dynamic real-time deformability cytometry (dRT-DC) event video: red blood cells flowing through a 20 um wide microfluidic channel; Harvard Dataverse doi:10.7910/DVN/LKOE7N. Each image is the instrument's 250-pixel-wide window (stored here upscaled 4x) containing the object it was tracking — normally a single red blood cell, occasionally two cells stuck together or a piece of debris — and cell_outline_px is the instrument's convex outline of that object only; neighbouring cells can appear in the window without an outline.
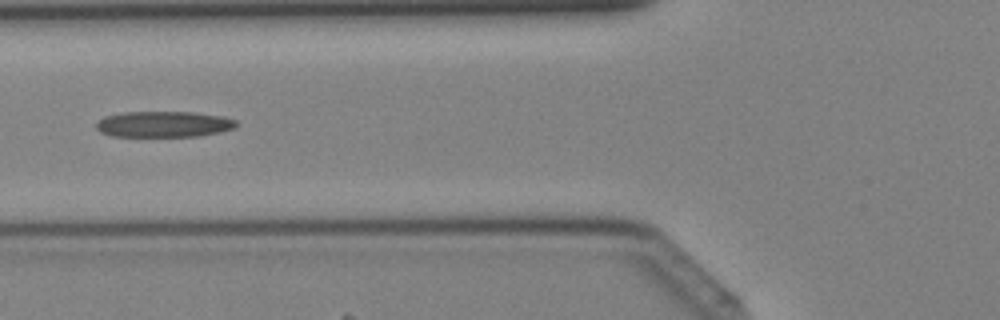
{"species": "Egyptian fruit bat (a non-hibernating species)", "species_latin": "Rousettus aegyptiacus", "temperature_condition": "cold", "stored_images_in_passage": 36, "camera_frame_rate_fps": 3000, "um_per_image_px": 0.085, "animal": {"sex": "female"}, "frame": {"image": 1, "passage_image": 11, "time_ms": 3.333, "image_size_px": [1000, 320], "cell_outline_px": [[236, 124], [232, 128], [200, 136], [112, 136], [100, 132], [96, 128], [96, 124], [104, 116], [124, 112], [192, 112], [224, 116], [236, 120]], "centroid_in_image_um": [13.88, 10.55], "position_along_channel_um": 111.9, "area_um2": 20.98}}
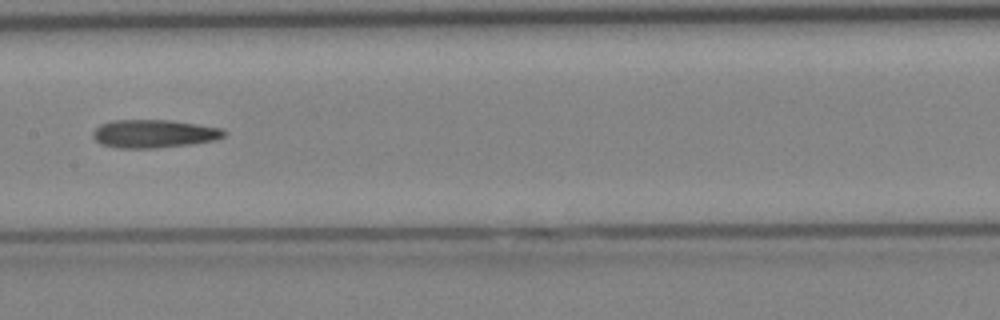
{"frame": {"image": 2, "passage_image": 16, "time_ms": 5.0, "image_size_px": [1000, 320], "cell_outline_px": [[228, 132], [224, 136], [216, 140], [192, 144], [156, 148], [116, 148], [100, 144], [92, 136], [92, 132], [100, 124], [112, 120], [168, 120], [196, 124], [220, 128]], "centroid_in_image_um": [13.06, 11.37], "position_along_channel_um": 194.3, "area_um2": 21.62}}
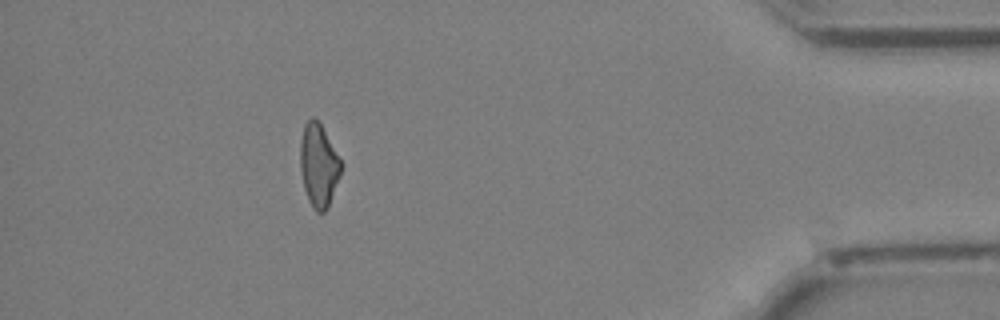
{"frame": {"image": 3, "passage_image": 32, "time_ms": 10.333, "image_size_px": [1000, 320], "cell_outline_px": [[344, 164], [340, 176], [328, 208], [324, 212], [316, 212], [312, 208], [308, 200], [304, 188], [300, 168], [300, 140], [304, 124], [312, 116], [316, 116]], "centroid_in_image_um": [27.1, 14.04], "position_along_channel_um": 408.1, "area_um2": 20.17}}